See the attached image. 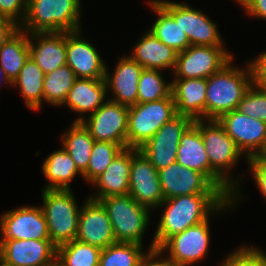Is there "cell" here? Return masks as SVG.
<instances>
[{"mask_svg":"<svg viewBox=\"0 0 266 266\" xmlns=\"http://www.w3.org/2000/svg\"><path fill=\"white\" fill-rule=\"evenodd\" d=\"M160 207H163L162 215L149 250L160 248L170 237L204 222L212 213L214 216L225 209L233 211L235 205L224 193H199L166 199Z\"/></svg>","mask_w":266,"mask_h":266,"instance_id":"6da1fadb","label":"cell"},{"mask_svg":"<svg viewBox=\"0 0 266 266\" xmlns=\"http://www.w3.org/2000/svg\"><path fill=\"white\" fill-rule=\"evenodd\" d=\"M233 58L207 78L206 120H218L223 114L237 109L246 91L253 84L247 62L242 69L232 66Z\"/></svg>","mask_w":266,"mask_h":266,"instance_id":"7a4b0ae2","label":"cell"},{"mask_svg":"<svg viewBox=\"0 0 266 266\" xmlns=\"http://www.w3.org/2000/svg\"><path fill=\"white\" fill-rule=\"evenodd\" d=\"M193 124L199 129L210 167L234 190L232 201L236 206L239 201L241 177L229 175V170L235 169L243 153L238 149L232 138L226 133L218 120H194ZM232 177V178H231ZM241 178V179H240ZM238 201V202H237Z\"/></svg>","mask_w":266,"mask_h":266,"instance_id":"3957f363","label":"cell"},{"mask_svg":"<svg viewBox=\"0 0 266 266\" xmlns=\"http://www.w3.org/2000/svg\"><path fill=\"white\" fill-rule=\"evenodd\" d=\"M81 7V0H27L19 28L28 33L79 31Z\"/></svg>","mask_w":266,"mask_h":266,"instance_id":"277c9868","label":"cell"},{"mask_svg":"<svg viewBox=\"0 0 266 266\" xmlns=\"http://www.w3.org/2000/svg\"><path fill=\"white\" fill-rule=\"evenodd\" d=\"M43 206H41L51 242L56 246L76 239L78 232L79 208L71 189L41 190Z\"/></svg>","mask_w":266,"mask_h":266,"instance_id":"5b68a950","label":"cell"},{"mask_svg":"<svg viewBox=\"0 0 266 266\" xmlns=\"http://www.w3.org/2000/svg\"><path fill=\"white\" fill-rule=\"evenodd\" d=\"M98 201L108 214L116 242L143 245V235L152 215L149 208L139 204L129 194L101 198Z\"/></svg>","mask_w":266,"mask_h":266,"instance_id":"8992f818","label":"cell"},{"mask_svg":"<svg viewBox=\"0 0 266 266\" xmlns=\"http://www.w3.org/2000/svg\"><path fill=\"white\" fill-rule=\"evenodd\" d=\"M176 115L172 93L167 98L158 101L129 106L127 148H141Z\"/></svg>","mask_w":266,"mask_h":266,"instance_id":"52a82bcc","label":"cell"},{"mask_svg":"<svg viewBox=\"0 0 266 266\" xmlns=\"http://www.w3.org/2000/svg\"><path fill=\"white\" fill-rule=\"evenodd\" d=\"M157 2L186 33L191 45L224 46L217 24L202 10L195 9L187 3L168 0H149Z\"/></svg>","mask_w":266,"mask_h":266,"instance_id":"ba28073f","label":"cell"},{"mask_svg":"<svg viewBox=\"0 0 266 266\" xmlns=\"http://www.w3.org/2000/svg\"><path fill=\"white\" fill-rule=\"evenodd\" d=\"M234 56L224 46L190 45L179 52L173 78H208ZM174 72V73H173Z\"/></svg>","mask_w":266,"mask_h":266,"instance_id":"9c48e42d","label":"cell"},{"mask_svg":"<svg viewBox=\"0 0 266 266\" xmlns=\"http://www.w3.org/2000/svg\"><path fill=\"white\" fill-rule=\"evenodd\" d=\"M128 112L129 106L107 99L81 123L95 141L117 143L127 148Z\"/></svg>","mask_w":266,"mask_h":266,"instance_id":"30bf717a","label":"cell"},{"mask_svg":"<svg viewBox=\"0 0 266 266\" xmlns=\"http://www.w3.org/2000/svg\"><path fill=\"white\" fill-rule=\"evenodd\" d=\"M192 123L190 117L177 114L139 148V151L157 170L168 167L176 162L181 135Z\"/></svg>","mask_w":266,"mask_h":266,"instance_id":"8fae6325","label":"cell"},{"mask_svg":"<svg viewBox=\"0 0 266 266\" xmlns=\"http://www.w3.org/2000/svg\"><path fill=\"white\" fill-rule=\"evenodd\" d=\"M210 218L170 237L159 249L170 259L192 266L206 258L210 244Z\"/></svg>","mask_w":266,"mask_h":266,"instance_id":"7c38bea8","label":"cell"},{"mask_svg":"<svg viewBox=\"0 0 266 266\" xmlns=\"http://www.w3.org/2000/svg\"><path fill=\"white\" fill-rule=\"evenodd\" d=\"M128 194L151 211L164 201L158 170L139 149L131 148Z\"/></svg>","mask_w":266,"mask_h":266,"instance_id":"4fadbf2b","label":"cell"},{"mask_svg":"<svg viewBox=\"0 0 266 266\" xmlns=\"http://www.w3.org/2000/svg\"><path fill=\"white\" fill-rule=\"evenodd\" d=\"M0 239L50 240L41 206H21L0 216Z\"/></svg>","mask_w":266,"mask_h":266,"instance_id":"5bb4252c","label":"cell"},{"mask_svg":"<svg viewBox=\"0 0 266 266\" xmlns=\"http://www.w3.org/2000/svg\"><path fill=\"white\" fill-rule=\"evenodd\" d=\"M218 122L235 142L246 160L256 157L266 142V122L249 117L238 110L223 114Z\"/></svg>","mask_w":266,"mask_h":266,"instance_id":"9a60e30c","label":"cell"},{"mask_svg":"<svg viewBox=\"0 0 266 266\" xmlns=\"http://www.w3.org/2000/svg\"><path fill=\"white\" fill-rule=\"evenodd\" d=\"M176 162L203 173L228 198H232L234 190L210 167L202 135L193 123L181 135Z\"/></svg>","mask_w":266,"mask_h":266,"instance_id":"2e32d148","label":"cell"},{"mask_svg":"<svg viewBox=\"0 0 266 266\" xmlns=\"http://www.w3.org/2000/svg\"><path fill=\"white\" fill-rule=\"evenodd\" d=\"M164 200L199 193H223L203 173L178 162L158 170Z\"/></svg>","mask_w":266,"mask_h":266,"instance_id":"e0dca14e","label":"cell"},{"mask_svg":"<svg viewBox=\"0 0 266 266\" xmlns=\"http://www.w3.org/2000/svg\"><path fill=\"white\" fill-rule=\"evenodd\" d=\"M81 30L66 32V65L76 78L105 79L106 65L97 48L85 40Z\"/></svg>","mask_w":266,"mask_h":266,"instance_id":"ac0fdd59","label":"cell"},{"mask_svg":"<svg viewBox=\"0 0 266 266\" xmlns=\"http://www.w3.org/2000/svg\"><path fill=\"white\" fill-rule=\"evenodd\" d=\"M76 240L104 249L115 243V235L103 205L87 198L79 213Z\"/></svg>","mask_w":266,"mask_h":266,"instance_id":"d6986e66","label":"cell"},{"mask_svg":"<svg viewBox=\"0 0 266 266\" xmlns=\"http://www.w3.org/2000/svg\"><path fill=\"white\" fill-rule=\"evenodd\" d=\"M56 255L51 240L0 239V259L10 266H44Z\"/></svg>","mask_w":266,"mask_h":266,"instance_id":"ffe728a7","label":"cell"},{"mask_svg":"<svg viewBox=\"0 0 266 266\" xmlns=\"http://www.w3.org/2000/svg\"><path fill=\"white\" fill-rule=\"evenodd\" d=\"M144 68L130 56L123 55L117 61L111 75L106 66L105 82L107 92L111 90L112 100L126 106L137 104L138 82Z\"/></svg>","mask_w":266,"mask_h":266,"instance_id":"44dd1931","label":"cell"},{"mask_svg":"<svg viewBox=\"0 0 266 266\" xmlns=\"http://www.w3.org/2000/svg\"><path fill=\"white\" fill-rule=\"evenodd\" d=\"M28 40L30 57L44 74L66 65V32L28 33Z\"/></svg>","mask_w":266,"mask_h":266,"instance_id":"7402d4cb","label":"cell"},{"mask_svg":"<svg viewBox=\"0 0 266 266\" xmlns=\"http://www.w3.org/2000/svg\"><path fill=\"white\" fill-rule=\"evenodd\" d=\"M171 93L176 113L194 120H206L207 78H172Z\"/></svg>","mask_w":266,"mask_h":266,"instance_id":"603a6c76","label":"cell"},{"mask_svg":"<svg viewBox=\"0 0 266 266\" xmlns=\"http://www.w3.org/2000/svg\"><path fill=\"white\" fill-rule=\"evenodd\" d=\"M131 148H124L91 184L97 193L89 199L98 201L110 196L126 195L129 192Z\"/></svg>","mask_w":266,"mask_h":266,"instance_id":"cb8c5ba5","label":"cell"},{"mask_svg":"<svg viewBox=\"0 0 266 266\" xmlns=\"http://www.w3.org/2000/svg\"><path fill=\"white\" fill-rule=\"evenodd\" d=\"M107 93L105 79L76 78L62 106L81 114L73 122H82L85 113L91 115L106 102Z\"/></svg>","mask_w":266,"mask_h":266,"instance_id":"d4e9b609","label":"cell"},{"mask_svg":"<svg viewBox=\"0 0 266 266\" xmlns=\"http://www.w3.org/2000/svg\"><path fill=\"white\" fill-rule=\"evenodd\" d=\"M133 48L129 56L144 69L174 70L178 53L150 31L147 30Z\"/></svg>","mask_w":266,"mask_h":266,"instance_id":"484cf974","label":"cell"},{"mask_svg":"<svg viewBox=\"0 0 266 266\" xmlns=\"http://www.w3.org/2000/svg\"><path fill=\"white\" fill-rule=\"evenodd\" d=\"M41 168L48 181L43 189L69 190L71 189L69 187L70 183L78 174L83 178V174L78 170L75 162L63 147L50 153L45 158Z\"/></svg>","mask_w":266,"mask_h":266,"instance_id":"4316f807","label":"cell"},{"mask_svg":"<svg viewBox=\"0 0 266 266\" xmlns=\"http://www.w3.org/2000/svg\"><path fill=\"white\" fill-rule=\"evenodd\" d=\"M44 73L36 62L29 57L18 76L12 81V87L18 86L28 109L38 111L44 101Z\"/></svg>","mask_w":266,"mask_h":266,"instance_id":"83f0119b","label":"cell"},{"mask_svg":"<svg viewBox=\"0 0 266 266\" xmlns=\"http://www.w3.org/2000/svg\"><path fill=\"white\" fill-rule=\"evenodd\" d=\"M148 6L158 15L148 31L177 53L187 49L191 44L179 20H174L157 2H148Z\"/></svg>","mask_w":266,"mask_h":266,"instance_id":"f1b7e54d","label":"cell"},{"mask_svg":"<svg viewBox=\"0 0 266 266\" xmlns=\"http://www.w3.org/2000/svg\"><path fill=\"white\" fill-rule=\"evenodd\" d=\"M30 57L28 32L18 29L0 48V67L11 82Z\"/></svg>","mask_w":266,"mask_h":266,"instance_id":"f546056e","label":"cell"},{"mask_svg":"<svg viewBox=\"0 0 266 266\" xmlns=\"http://www.w3.org/2000/svg\"><path fill=\"white\" fill-rule=\"evenodd\" d=\"M62 146L75 162L78 170L83 174L87 170L90 155L95 140L81 122L72 125L61 136Z\"/></svg>","mask_w":266,"mask_h":266,"instance_id":"4dcf8cb0","label":"cell"},{"mask_svg":"<svg viewBox=\"0 0 266 266\" xmlns=\"http://www.w3.org/2000/svg\"><path fill=\"white\" fill-rule=\"evenodd\" d=\"M75 79L74 72L68 65L56 68L54 71L45 74L43 81V102L61 107Z\"/></svg>","mask_w":266,"mask_h":266,"instance_id":"1f68e13d","label":"cell"},{"mask_svg":"<svg viewBox=\"0 0 266 266\" xmlns=\"http://www.w3.org/2000/svg\"><path fill=\"white\" fill-rule=\"evenodd\" d=\"M143 245L115 242L102 249L99 266H142L147 252Z\"/></svg>","mask_w":266,"mask_h":266,"instance_id":"d6a6232c","label":"cell"},{"mask_svg":"<svg viewBox=\"0 0 266 266\" xmlns=\"http://www.w3.org/2000/svg\"><path fill=\"white\" fill-rule=\"evenodd\" d=\"M102 249L73 240L57 247V256L65 266H99Z\"/></svg>","mask_w":266,"mask_h":266,"instance_id":"836d02e7","label":"cell"},{"mask_svg":"<svg viewBox=\"0 0 266 266\" xmlns=\"http://www.w3.org/2000/svg\"><path fill=\"white\" fill-rule=\"evenodd\" d=\"M162 71L143 69L138 82L137 103L158 101L171 94L172 82H166Z\"/></svg>","mask_w":266,"mask_h":266,"instance_id":"e575fe53","label":"cell"},{"mask_svg":"<svg viewBox=\"0 0 266 266\" xmlns=\"http://www.w3.org/2000/svg\"><path fill=\"white\" fill-rule=\"evenodd\" d=\"M123 149L124 147L117 143L95 141L83 179L92 183Z\"/></svg>","mask_w":266,"mask_h":266,"instance_id":"d590c367","label":"cell"},{"mask_svg":"<svg viewBox=\"0 0 266 266\" xmlns=\"http://www.w3.org/2000/svg\"><path fill=\"white\" fill-rule=\"evenodd\" d=\"M236 110L266 122V91L252 84L238 103Z\"/></svg>","mask_w":266,"mask_h":266,"instance_id":"8d00e7d4","label":"cell"},{"mask_svg":"<svg viewBox=\"0 0 266 266\" xmlns=\"http://www.w3.org/2000/svg\"><path fill=\"white\" fill-rule=\"evenodd\" d=\"M235 249L219 266H266V253L258 247L242 245Z\"/></svg>","mask_w":266,"mask_h":266,"instance_id":"74e56055","label":"cell"},{"mask_svg":"<svg viewBox=\"0 0 266 266\" xmlns=\"http://www.w3.org/2000/svg\"><path fill=\"white\" fill-rule=\"evenodd\" d=\"M27 0H0V15L19 27L25 19Z\"/></svg>","mask_w":266,"mask_h":266,"instance_id":"f35d334b","label":"cell"},{"mask_svg":"<svg viewBox=\"0 0 266 266\" xmlns=\"http://www.w3.org/2000/svg\"><path fill=\"white\" fill-rule=\"evenodd\" d=\"M248 63L252 71L253 85L266 91V51Z\"/></svg>","mask_w":266,"mask_h":266,"instance_id":"ab89813d","label":"cell"},{"mask_svg":"<svg viewBox=\"0 0 266 266\" xmlns=\"http://www.w3.org/2000/svg\"><path fill=\"white\" fill-rule=\"evenodd\" d=\"M249 171L256 183L257 188L261 192L260 194L266 199V162L255 157L247 159Z\"/></svg>","mask_w":266,"mask_h":266,"instance_id":"60d3db41","label":"cell"},{"mask_svg":"<svg viewBox=\"0 0 266 266\" xmlns=\"http://www.w3.org/2000/svg\"><path fill=\"white\" fill-rule=\"evenodd\" d=\"M162 254L163 252L159 248H153L150 250L147 248V254L145 255L142 266H185L170 259L166 255L163 258L164 255Z\"/></svg>","mask_w":266,"mask_h":266,"instance_id":"b9f144b4","label":"cell"},{"mask_svg":"<svg viewBox=\"0 0 266 266\" xmlns=\"http://www.w3.org/2000/svg\"><path fill=\"white\" fill-rule=\"evenodd\" d=\"M249 17L266 20V0H250L248 6L244 9Z\"/></svg>","mask_w":266,"mask_h":266,"instance_id":"7bdbcfd3","label":"cell"},{"mask_svg":"<svg viewBox=\"0 0 266 266\" xmlns=\"http://www.w3.org/2000/svg\"><path fill=\"white\" fill-rule=\"evenodd\" d=\"M18 29V25L0 15V48Z\"/></svg>","mask_w":266,"mask_h":266,"instance_id":"ee69618b","label":"cell"},{"mask_svg":"<svg viewBox=\"0 0 266 266\" xmlns=\"http://www.w3.org/2000/svg\"><path fill=\"white\" fill-rule=\"evenodd\" d=\"M0 75H1L0 77H2V79L0 78V84L4 85V83H5L6 85L8 84V85L12 86L11 80L8 79V77L6 76L4 70L1 67H0ZM0 87H1V85H0Z\"/></svg>","mask_w":266,"mask_h":266,"instance_id":"f6af8a7d","label":"cell"},{"mask_svg":"<svg viewBox=\"0 0 266 266\" xmlns=\"http://www.w3.org/2000/svg\"><path fill=\"white\" fill-rule=\"evenodd\" d=\"M44 266H65L64 263L56 255L51 261H49Z\"/></svg>","mask_w":266,"mask_h":266,"instance_id":"bcb514c9","label":"cell"},{"mask_svg":"<svg viewBox=\"0 0 266 266\" xmlns=\"http://www.w3.org/2000/svg\"><path fill=\"white\" fill-rule=\"evenodd\" d=\"M255 158L266 162V142L260 153Z\"/></svg>","mask_w":266,"mask_h":266,"instance_id":"7dc6e473","label":"cell"},{"mask_svg":"<svg viewBox=\"0 0 266 266\" xmlns=\"http://www.w3.org/2000/svg\"><path fill=\"white\" fill-rule=\"evenodd\" d=\"M236 2H238V4H240V6H242L241 8L245 9L247 7V0H234Z\"/></svg>","mask_w":266,"mask_h":266,"instance_id":"c3c4849f","label":"cell"},{"mask_svg":"<svg viewBox=\"0 0 266 266\" xmlns=\"http://www.w3.org/2000/svg\"><path fill=\"white\" fill-rule=\"evenodd\" d=\"M0 266H10V265L4 263V262L0 259Z\"/></svg>","mask_w":266,"mask_h":266,"instance_id":"681fc988","label":"cell"}]
</instances>
